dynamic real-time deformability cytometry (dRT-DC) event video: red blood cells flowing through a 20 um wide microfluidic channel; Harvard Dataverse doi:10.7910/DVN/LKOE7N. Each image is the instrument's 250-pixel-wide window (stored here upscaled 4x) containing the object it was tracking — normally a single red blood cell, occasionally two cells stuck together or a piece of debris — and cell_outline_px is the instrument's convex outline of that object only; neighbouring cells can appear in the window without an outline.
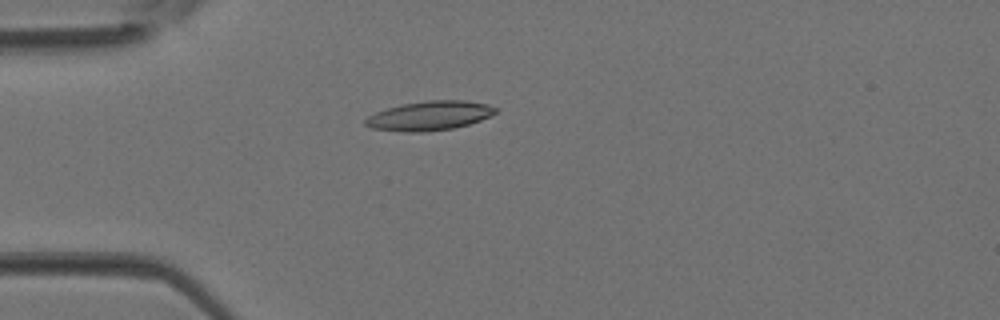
{"species": "Egyptian fruit bat (a non-hibernating species)", "species_latin": "Rousettus aegyptiacus", "temperature_condition": "room temperature", "stored_images_in_passage": 1, "camera_frame_rate_fps": 3000, "um_per_image_px": 0.085, "animal": {"sex": "female"}, "frame": {"image": 1, "passage_image": 1, "time_ms": 0.0, "image_size_px": [1000, 320], "cell_outline_px": [[496, 112], [480, 120], [468, 124], [452, 128], [428, 132], [404, 132], [372, 128], [364, 124], [364, 120], [368, 116], [376, 112], [400, 104], [428, 100], [464, 100], [488, 104], [496, 108]], "centroid_in_image_um": [36.48, 9.83], "position_along_channel_um": 48.5, "area_um2": 22.14}}